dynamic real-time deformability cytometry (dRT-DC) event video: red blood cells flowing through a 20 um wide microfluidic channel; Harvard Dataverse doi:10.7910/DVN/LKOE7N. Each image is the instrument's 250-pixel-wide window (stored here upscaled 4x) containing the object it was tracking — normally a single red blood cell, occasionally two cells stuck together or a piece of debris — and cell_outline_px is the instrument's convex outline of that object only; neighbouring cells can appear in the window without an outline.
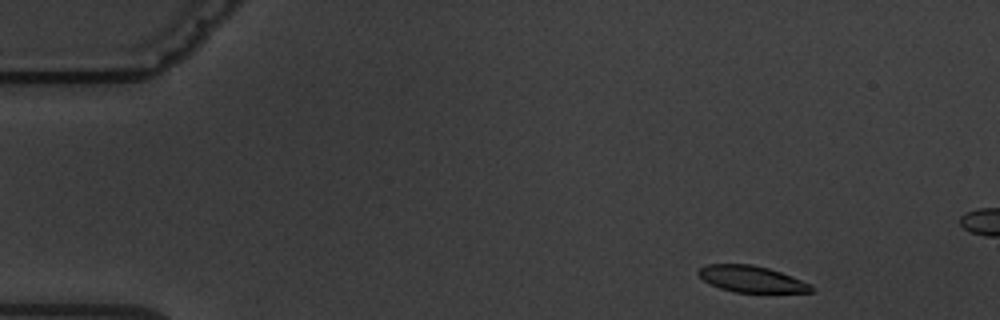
{"species": "common noctule bat (a hibernating species)", "species_latin": "Nyctalus noctula", "temperature_condition": "warm", "stored_images_in_passage": 5, "camera_frame_rate_fps": 3000, "um_per_image_px": 0.085, "animal": {"sex": "male", "body_mass_g": 19.5, "forearm_length_mm": 54.6}, "frame": {"image": 1, "passage_image": 1, "time_ms": 0.0, "image_size_px": [1000, 320], "cell_outline_px": [[816, 288], [812, 292], [736, 292], [720, 288], [704, 280], [696, 272], [700, 268], [708, 264], [752, 264], [768, 268], [780, 272], [812, 284]], "centroid_in_image_um": [63.91, 23.71], "position_along_channel_um": 21.1, "area_um2": 17.22}}